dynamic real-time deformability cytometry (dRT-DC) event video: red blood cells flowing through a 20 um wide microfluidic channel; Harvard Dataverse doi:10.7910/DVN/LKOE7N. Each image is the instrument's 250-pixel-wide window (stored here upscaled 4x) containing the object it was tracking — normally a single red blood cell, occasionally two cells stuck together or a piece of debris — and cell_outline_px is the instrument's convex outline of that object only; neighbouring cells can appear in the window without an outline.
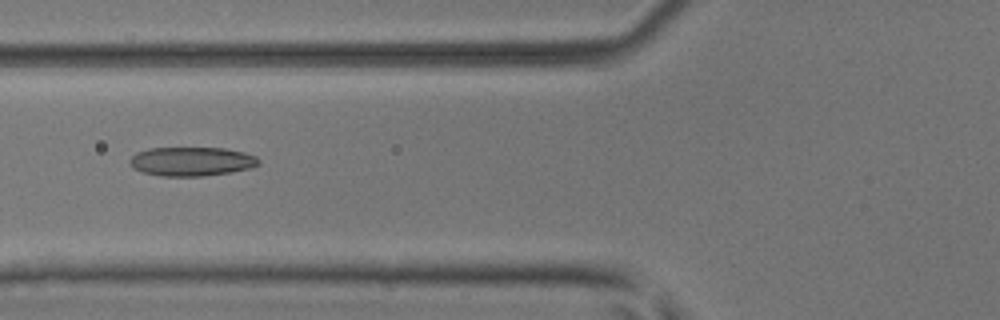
{"species": "common noctule bat (a hibernating species)", "species_latin": "Nyctalus noctula", "temperature_condition": "room temperature", "stored_images_in_passage": 53, "camera_frame_rate_fps": 3000, "um_per_image_px": 0.085, "animal": {"sex": "male", "body_mass_g": 17.9, "forearm_length_mm": 54.2}, "frame": {"image": 1, "passage_image": 21, "time_ms": 6.667, "image_size_px": [1000, 320], "cell_outline_px": [[260, 164], [252, 168], [232, 172], [204, 176], [160, 176], [144, 172], [132, 168], [128, 160], [136, 152], [148, 148], [224, 148], [244, 152], [256, 156], [260, 160]], "centroid_in_image_um": [16.3, 13.72], "position_along_channel_um": 109.5, "area_um2": 22.02}}
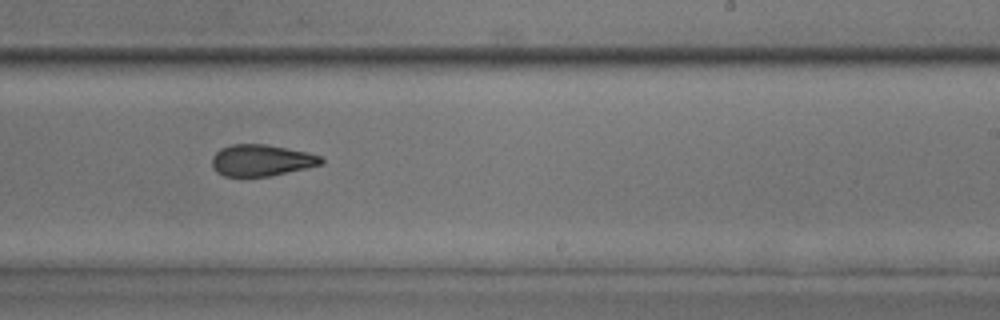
{"frame": {"image": 2, "passage_image": 33, "time_ms": 10.667, "image_size_px": [1000, 320], "cell_outline_px": [[324, 164], [268, 176], [224, 176], [216, 172], [212, 168], [212, 156], [220, 148], [232, 144], [264, 144], [308, 152], [320, 156], [324, 160]], "centroid_in_image_um": [22.19, 13.62], "position_along_channel_um": 266.8, "area_um2": 20.0}}
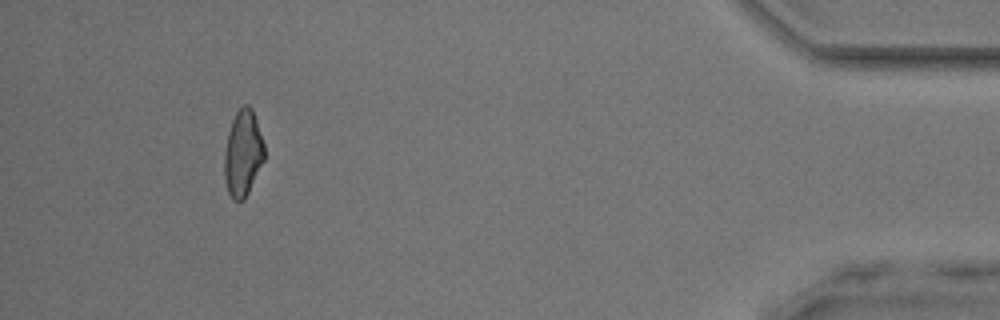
{"frame": {"image": 3, "passage_image": 49, "time_ms": 16.0, "image_size_px": [1000, 320], "cell_outline_px": [[264, 160], [244, 200], [232, 200], [228, 192], [224, 176], [224, 152], [228, 132], [232, 120], [236, 112], [244, 104], [248, 104], [252, 108], [264, 144]], "centroid_in_image_um": [20.63, 13.02], "position_along_channel_um": 414.6, "area_um2": 20.0}, "authors_computed_cell_mechanics": {"area_um2": 20.8658, "velocity_mm_per_s": 3.9509, "shape_relaxation_time_tau1_ms": 6.4324, "shape_relaxation_time_tau2_ms": 3.6921, "deformation_change_tau1": 0.1703, "deformation_change_tau2": 0.0999}}